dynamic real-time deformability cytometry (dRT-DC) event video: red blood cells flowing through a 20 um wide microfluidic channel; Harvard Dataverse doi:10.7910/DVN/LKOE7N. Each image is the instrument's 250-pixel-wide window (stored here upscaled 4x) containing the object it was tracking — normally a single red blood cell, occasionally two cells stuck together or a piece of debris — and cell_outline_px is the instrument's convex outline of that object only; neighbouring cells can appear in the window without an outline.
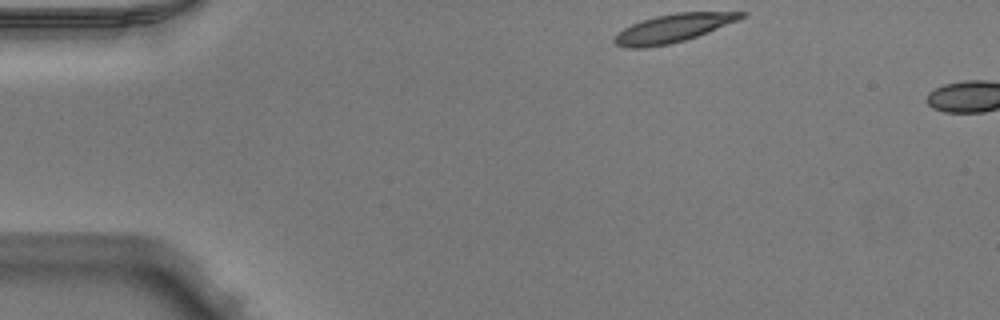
{"species": "Egyptian fruit bat (a non-hibernating species)", "species_latin": "Rousettus aegyptiacus", "temperature_condition": "warm", "stored_images_in_passage": 3, "camera_frame_rate_fps": 3000, "um_per_image_px": 0.085, "animal": {"sex": "male"}, "frame": {"image": 1, "passage_image": 1, "time_ms": 0.0, "image_size_px": [1000, 320], "cell_outline_px": [[748, 12], [744, 16], [736, 20], [708, 32], [684, 40], [668, 44], [644, 48], [628, 48], [616, 44], [612, 40], [624, 28], [632, 24], [656, 16], [676, 12]], "centroid_in_image_um": [57.18, 2.4], "position_along_channel_um": 27.8, "area_um2": 20.35}}